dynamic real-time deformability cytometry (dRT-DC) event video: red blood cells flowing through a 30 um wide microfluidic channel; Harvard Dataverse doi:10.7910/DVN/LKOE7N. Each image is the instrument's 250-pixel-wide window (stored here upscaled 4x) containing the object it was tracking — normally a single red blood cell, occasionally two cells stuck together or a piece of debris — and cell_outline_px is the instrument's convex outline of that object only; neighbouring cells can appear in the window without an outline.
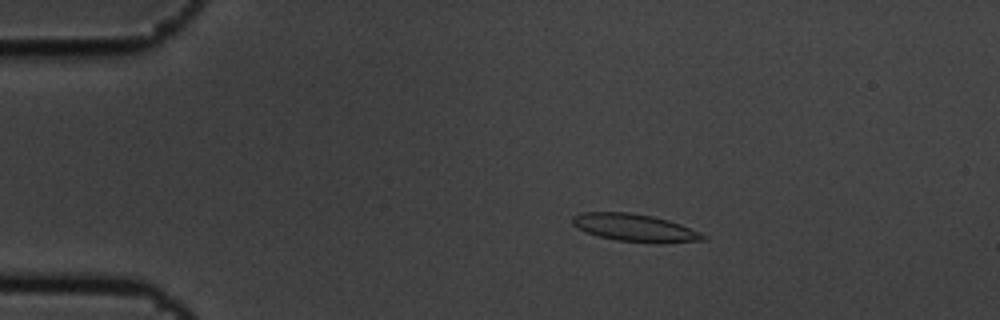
{"species": "common noctule bat (a hibernating species)", "species_latin": "Nyctalus noctula", "temperature_condition": "cold", "stored_images_in_passage": 6, "camera_frame_rate_fps": 3000, "um_per_image_px": 0.085, "animal": {"sex": "male", "body_mass_g": 19.5, "forearm_length_mm": 54.6}, "frame": {"image": 1, "passage_image": 3, "time_ms": 0.667, "image_size_px": [1000, 320], "cell_outline_px": [[708, 240], [664, 244], [660, 244], [616, 240], [596, 236], [572, 224], [572, 216], [580, 212], [632, 212], [652, 216], [668, 220], [680, 224], [700, 232], [708, 236]], "centroid_in_image_um": [54.02, 19.37], "position_along_channel_um": 31.0, "area_um2": 21.33}}
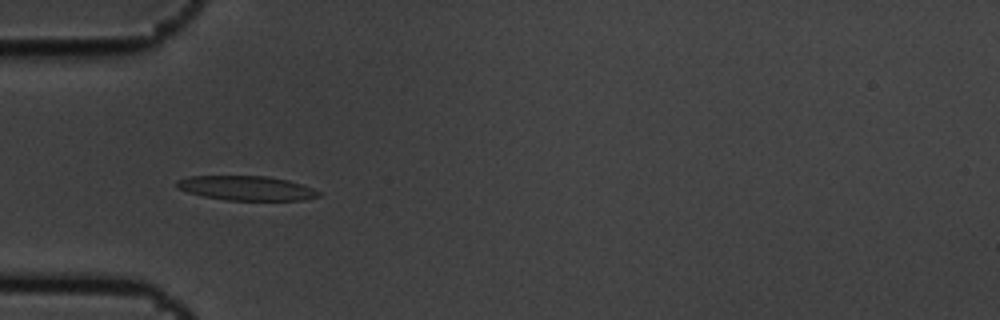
{"frame": {"image": 2, "passage_image": 5, "time_ms": 1.333, "image_size_px": [1000, 320], "cell_outline_px": [[320, 196], [304, 200], [228, 200], [204, 196], [188, 192], [176, 188], [176, 180], [188, 176], [264, 176], [288, 180], [312, 188], [320, 192]], "centroid_in_image_um": [20.92, 15.99], "position_along_channel_um": 64.1, "area_um2": 20.11}}
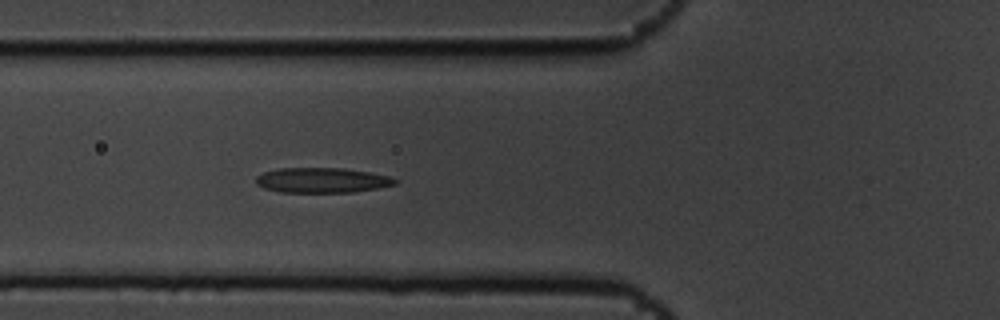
{"frame": {"image": 3, "passage_image": 6, "time_ms": 1.667, "image_size_px": [1000, 320], "cell_outline_px": [[400, 180], [396, 184], [380, 188], [352, 192], [280, 192], [264, 188], [256, 184], [256, 176], [264, 172], [276, 168], [344, 168], [368, 172], [388, 176]], "centroid_in_image_um": [27.37, 15.32], "position_along_channel_um": 98.4, "area_um2": 20.4}}